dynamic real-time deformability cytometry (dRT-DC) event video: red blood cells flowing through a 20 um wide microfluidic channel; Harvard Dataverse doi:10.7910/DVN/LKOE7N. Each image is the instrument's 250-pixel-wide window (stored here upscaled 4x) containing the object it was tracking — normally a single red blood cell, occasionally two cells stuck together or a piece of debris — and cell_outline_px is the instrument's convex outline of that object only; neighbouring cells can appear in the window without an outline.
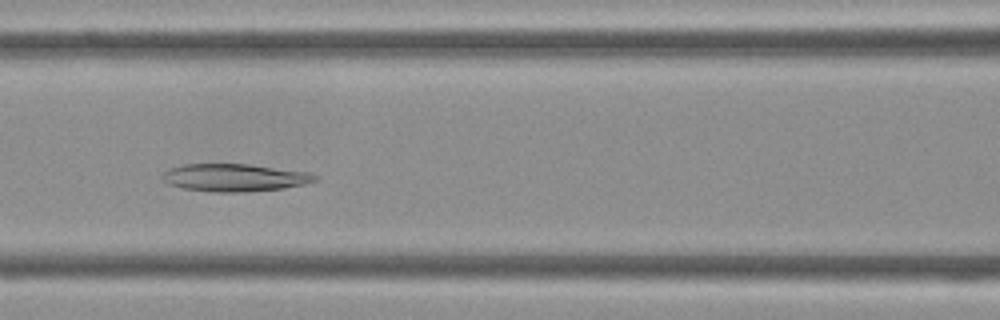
{"species": "Egyptian fruit bat (a non-hibernating species)", "species_latin": "Rousettus aegyptiacus", "temperature_condition": "cold", "stored_images_in_passage": 34, "camera_frame_rate_fps": 3000, "um_per_image_px": 0.085, "frame": {"image": 1, "passage_image": 8, "time_ms": 2.333, "image_size_px": [1000, 320], "cell_outline_px": [[316, 180], [304, 184], [284, 188], [244, 192], [212, 192], [180, 188], [168, 184], [160, 176], [168, 168], [184, 164], [248, 164], [308, 172], [316, 176]], "centroid_in_image_um": [19.87, 15.1], "position_along_channel_um": 146.7, "area_um2": 24.57}}
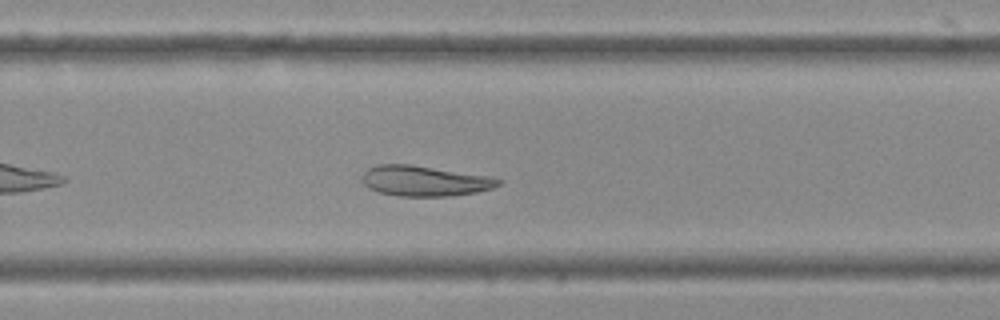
{"frame": {"image": 2, "passage_image": 18, "time_ms": 5.667, "image_size_px": [1000, 320], "cell_outline_px": [[504, 180], [500, 184], [492, 188], [476, 192], [452, 196], [400, 196], [380, 192], [368, 188], [364, 184], [360, 176], [368, 168], [376, 164], [408, 164], [488, 176]], "centroid_in_image_um": [36.06, 15.38], "position_along_channel_um": 293.7, "area_um2": 24.04}}
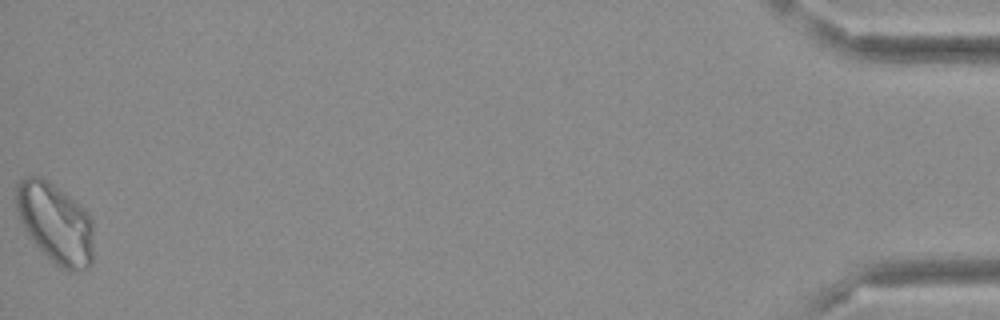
{"frame": {"image": 3, "passage_image": 34, "time_ms": 11.0, "image_size_px": [1000, 320], "cell_outline_px": [[92, 264], [88, 268], [80, 272], [68, 272], [60, 268], [48, 260], [28, 236], [16, 212], [16, 184], [24, 176], [40, 176], [48, 180], [80, 204], [84, 208], [92, 220]], "centroid_in_image_um": [4.69, 19.0], "position_along_channel_um": 430.5, "area_um2": 36.88}}